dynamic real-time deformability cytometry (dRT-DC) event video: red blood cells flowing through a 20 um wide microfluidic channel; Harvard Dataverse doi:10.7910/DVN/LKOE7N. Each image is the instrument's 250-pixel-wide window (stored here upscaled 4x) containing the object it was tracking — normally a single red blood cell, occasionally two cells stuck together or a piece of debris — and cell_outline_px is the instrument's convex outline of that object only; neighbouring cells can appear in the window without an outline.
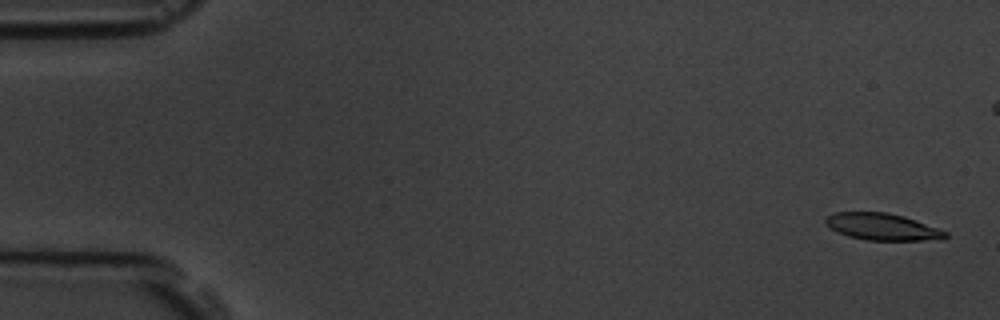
{"species": "common noctule bat (a hibernating species)", "species_latin": "Nyctalus noctula", "temperature_condition": "room temperature", "stored_images_in_passage": 6, "camera_frame_rate_fps": 3000, "um_per_image_px": 0.085, "animal": {"sex": "male", "body_mass_g": 19.5, "forearm_length_mm": 54.6}, "frame": {"image": 1, "passage_image": 1, "time_ms": 0.0, "image_size_px": [1000, 320], "cell_outline_px": [[948, 236], [944, 240], [868, 240], [848, 236], [836, 232], [824, 224], [824, 220], [828, 216], [836, 212], [888, 212], [904, 216], [948, 232]], "centroid_in_image_um": [75.0, 19.28], "position_along_channel_um": 10.0, "area_um2": 18.84}}